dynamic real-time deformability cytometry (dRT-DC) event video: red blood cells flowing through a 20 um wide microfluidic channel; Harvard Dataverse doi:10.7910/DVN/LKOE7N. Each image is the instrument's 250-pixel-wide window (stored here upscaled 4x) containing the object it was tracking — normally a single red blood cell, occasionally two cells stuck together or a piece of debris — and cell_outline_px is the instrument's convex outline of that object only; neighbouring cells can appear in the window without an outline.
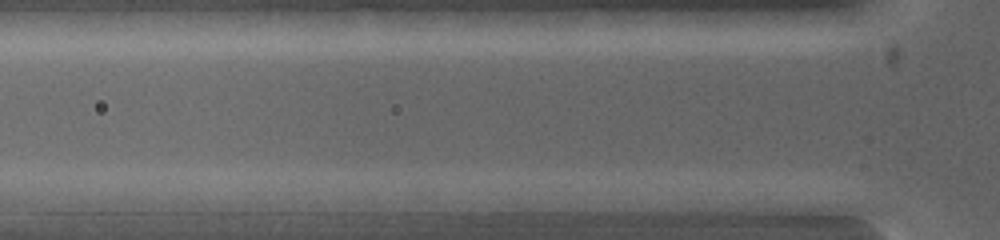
{"species": "common noctule bat (a hibernating species)", "species_latin": "Nyctalus noctula", "temperature_condition": "warm", "stored_images_in_passage": 3, "camera_frame_rate_fps": 5000, "um_per_image_px": 0.085, "animal": {"sex": "female", "body_mass_g": 19.0, "forearm_length_mm": 53.3}, "frame": {"image": 1, "passage_image": 3, "time_ms": 0.6, "image_size_px": [1000, 240], "cell_outline_px": [[596, 200], [584, 212], [496, 212], [496, 200], [584, 192]], "centroid_in_image_um": [46.51, 17.31], "position_along_channel_um": 79.3, "area_um2": 11.04}}